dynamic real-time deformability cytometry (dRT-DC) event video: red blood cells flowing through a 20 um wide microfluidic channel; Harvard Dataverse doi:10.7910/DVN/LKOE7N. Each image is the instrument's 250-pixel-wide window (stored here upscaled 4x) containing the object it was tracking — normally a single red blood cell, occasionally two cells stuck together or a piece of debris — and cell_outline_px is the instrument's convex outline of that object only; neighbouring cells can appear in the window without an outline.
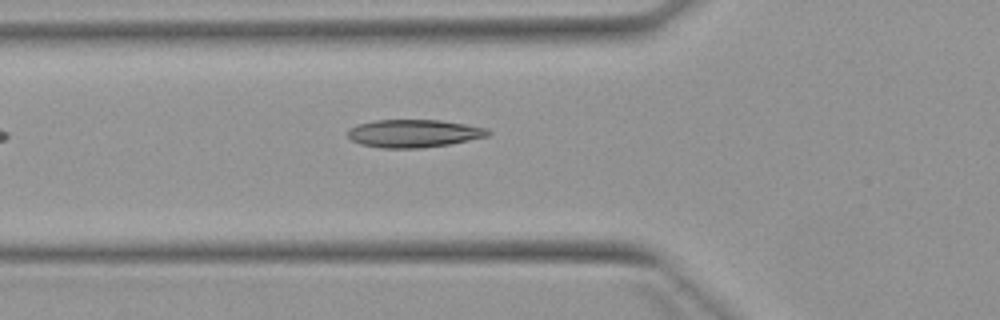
{"species": "Egyptian fruit bat (a non-hibernating species)", "species_latin": "Rousettus aegyptiacus", "temperature_condition": "warm", "stored_images_in_passage": 4, "camera_frame_rate_fps": 3000, "um_per_image_px": 0.085, "animal": {"sex": "female"}, "frame": {"image": 1, "passage_image": 4, "time_ms": 4.667, "image_size_px": [1000, 320], "cell_outline_px": [[492, 132], [488, 136], [448, 144], [424, 148], [380, 148], [360, 144], [352, 140], [348, 136], [348, 128], [356, 124], [376, 120], [440, 120], [488, 128]], "centroid_in_image_um": [35.15, 11.34], "position_along_channel_um": 90.7, "area_um2": 22.83}}